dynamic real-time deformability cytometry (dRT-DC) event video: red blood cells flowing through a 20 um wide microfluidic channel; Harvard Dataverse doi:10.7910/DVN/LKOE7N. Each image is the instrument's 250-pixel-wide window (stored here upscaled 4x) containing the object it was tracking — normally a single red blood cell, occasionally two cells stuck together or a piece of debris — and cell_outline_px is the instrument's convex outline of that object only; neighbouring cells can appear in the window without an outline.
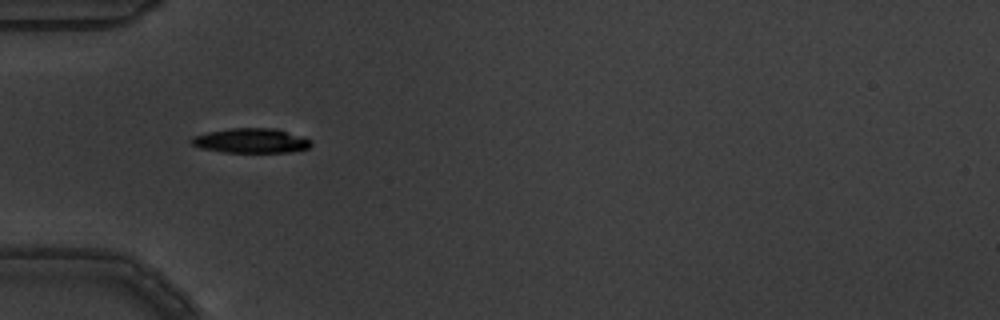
{"species": "common noctule bat (a hibernating species)", "species_latin": "Nyctalus noctula", "temperature_condition": "warm", "stored_images_in_passage": 1, "camera_frame_rate_fps": 3000, "um_per_image_px": 0.085, "animal": {"sex": "male", "body_mass_g": 19.5, "forearm_length_mm": 54.6}, "frame": {"image": 1, "passage_image": 1, "time_ms": 0.0, "image_size_px": [1000, 320], "cell_outline_px": [[312, 144], [308, 148], [292, 152], [224, 152], [200, 148], [192, 144], [188, 140], [192, 136], [208, 132], [228, 128], [276, 128], [304, 136], [312, 140]], "centroid_in_image_um": [21.35, 11.95], "position_along_channel_um": 63.6, "area_um2": 17.46}}